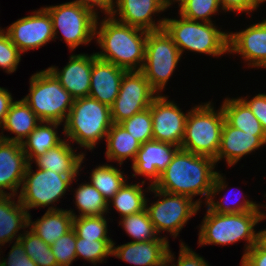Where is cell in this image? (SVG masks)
Listing matches in <instances>:
<instances>
[{
	"instance_id": "ba28073f",
	"label": "cell",
	"mask_w": 266,
	"mask_h": 266,
	"mask_svg": "<svg viewBox=\"0 0 266 266\" xmlns=\"http://www.w3.org/2000/svg\"><path fill=\"white\" fill-rule=\"evenodd\" d=\"M146 189L147 192H153L154 197L160 198L149 206L146 200L145 208L158 235L161 231H166L176 238L188 220L196 215L201 207V199L193 201L189 196L167 193L151 185Z\"/></svg>"
},
{
	"instance_id": "4fadbf2b",
	"label": "cell",
	"mask_w": 266,
	"mask_h": 266,
	"mask_svg": "<svg viewBox=\"0 0 266 266\" xmlns=\"http://www.w3.org/2000/svg\"><path fill=\"white\" fill-rule=\"evenodd\" d=\"M12 23L6 32L21 53L43 47L54 40L52 20L42 7Z\"/></svg>"
},
{
	"instance_id": "f1b7e54d",
	"label": "cell",
	"mask_w": 266,
	"mask_h": 266,
	"mask_svg": "<svg viewBox=\"0 0 266 266\" xmlns=\"http://www.w3.org/2000/svg\"><path fill=\"white\" fill-rule=\"evenodd\" d=\"M221 108L230 126L245 133H265L260 121L240 98H225Z\"/></svg>"
},
{
	"instance_id": "484cf974",
	"label": "cell",
	"mask_w": 266,
	"mask_h": 266,
	"mask_svg": "<svg viewBox=\"0 0 266 266\" xmlns=\"http://www.w3.org/2000/svg\"><path fill=\"white\" fill-rule=\"evenodd\" d=\"M40 122V119L23 99L16 100L10 106L5 121L0 127L2 128L0 138L22 143ZM3 130L10 131L15 134V137L5 136Z\"/></svg>"
},
{
	"instance_id": "816d5d0a",
	"label": "cell",
	"mask_w": 266,
	"mask_h": 266,
	"mask_svg": "<svg viewBox=\"0 0 266 266\" xmlns=\"http://www.w3.org/2000/svg\"><path fill=\"white\" fill-rule=\"evenodd\" d=\"M266 0H254L257 7H259L260 4L264 3Z\"/></svg>"
},
{
	"instance_id": "6da1fadb",
	"label": "cell",
	"mask_w": 266,
	"mask_h": 266,
	"mask_svg": "<svg viewBox=\"0 0 266 266\" xmlns=\"http://www.w3.org/2000/svg\"><path fill=\"white\" fill-rule=\"evenodd\" d=\"M215 166L216 161L213 158L179 148L153 187L192 199L202 195L206 198V204L217 174V171H214Z\"/></svg>"
},
{
	"instance_id": "f6af8a7d",
	"label": "cell",
	"mask_w": 266,
	"mask_h": 266,
	"mask_svg": "<svg viewBox=\"0 0 266 266\" xmlns=\"http://www.w3.org/2000/svg\"><path fill=\"white\" fill-rule=\"evenodd\" d=\"M241 266H266V250L254 244L241 259Z\"/></svg>"
},
{
	"instance_id": "ac0fdd59",
	"label": "cell",
	"mask_w": 266,
	"mask_h": 266,
	"mask_svg": "<svg viewBox=\"0 0 266 266\" xmlns=\"http://www.w3.org/2000/svg\"><path fill=\"white\" fill-rule=\"evenodd\" d=\"M28 164L21 143L0 138V195H18Z\"/></svg>"
},
{
	"instance_id": "7402d4cb",
	"label": "cell",
	"mask_w": 266,
	"mask_h": 266,
	"mask_svg": "<svg viewBox=\"0 0 266 266\" xmlns=\"http://www.w3.org/2000/svg\"><path fill=\"white\" fill-rule=\"evenodd\" d=\"M125 72L126 70L99 59L93 53L89 96L110 107L118 96Z\"/></svg>"
},
{
	"instance_id": "30bf717a",
	"label": "cell",
	"mask_w": 266,
	"mask_h": 266,
	"mask_svg": "<svg viewBox=\"0 0 266 266\" xmlns=\"http://www.w3.org/2000/svg\"><path fill=\"white\" fill-rule=\"evenodd\" d=\"M50 15L54 38L61 32L70 50L88 44L95 36L97 18L91 10L75 1L43 7Z\"/></svg>"
},
{
	"instance_id": "8992f818",
	"label": "cell",
	"mask_w": 266,
	"mask_h": 266,
	"mask_svg": "<svg viewBox=\"0 0 266 266\" xmlns=\"http://www.w3.org/2000/svg\"><path fill=\"white\" fill-rule=\"evenodd\" d=\"M224 122L222 108L215 111L210 101L193 107L188 111L180 148L215 159L220 148Z\"/></svg>"
},
{
	"instance_id": "60d3db41",
	"label": "cell",
	"mask_w": 266,
	"mask_h": 266,
	"mask_svg": "<svg viewBox=\"0 0 266 266\" xmlns=\"http://www.w3.org/2000/svg\"><path fill=\"white\" fill-rule=\"evenodd\" d=\"M21 52L12 43L10 36L4 30L0 31V68L8 74L16 71L21 60Z\"/></svg>"
},
{
	"instance_id": "bcb514c9",
	"label": "cell",
	"mask_w": 266,
	"mask_h": 266,
	"mask_svg": "<svg viewBox=\"0 0 266 266\" xmlns=\"http://www.w3.org/2000/svg\"><path fill=\"white\" fill-rule=\"evenodd\" d=\"M223 11H232V12H246L250 13L257 10V5L254 0H218Z\"/></svg>"
},
{
	"instance_id": "681fc988",
	"label": "cell",
	"mask_w": 266,
	"mask_h": 266,
	"mask_svg": "<svg viewBox=\"0 0 266 266\" xmlns=\"http://www.w3.org/2000/svg\"><path fill=\"white\" fill-rule=\"evenodd\" d=\"M258 244L266 250V229L258 231Z\"/></svg>"
},
{
	"instance_id": "e0dca14e",
	"label": "cell",
	"mask_w": 266,
	"mask_h": 266,
	"mask_svg": "<svg viewBox=\"0 0 266 266\" xmlns=\"http://www.w3.org/2000/svg\"><path fill=\"white\" fill-rule=\"evenodd\" d=\"M178 149L172 144L155 140L141 144L132 162L133 177L145 176L154 186Z\"/></svg>"
},
{
	"instance_id": "d6a6232c",
	"label": "cell",
	"mask_w": 266,
	"mask_h": 266,
	"mask_svg": "<svg viewBox=\"0 0 266 266\" xmlns=\"http://www.w3.org/2000/svg\"><path fill=\"white\" fill-rule=\"evenodd\" d=\"M225 177L217 172L214 184L212 185V191L210 193L209 199L206 202V206L215 213H221V214H235V213H242V212H248V211H260V204H256V202H253L251 200H246L245 198L242 200V202H234L235 204H230V200L226 198L220 199L221 201L214 200L215 195L219 194V192L225 190L228 185H226ZM227 201V202H226ZM229 202V203H228Z\"/></svg>"
},
{
	"instance_id": "9c48e42d",
	"label": "cell",
	"mask_w": 266,
	"mask_h": 266,
	"mask_svg": "<svg viewBox=\"0 0 266 266\" xmlns=\"http://www.w3.org/2000/svg\"><path fill=\"white\" fill-rule=\"evenodd\" d=\"M181 53L164 29L148 32L145 59L141 72L158 94L177 68Z\"/></svg>"
},
{
	"instance_id": "836d02e7",
	"label": "cell",
	"mask_w": 266,
	"mask_h": 266,
	"mask_svg": "<svg viewBox=\"0 0 266 266\" xmlns=\"http://www.w3.org/2000/svg\"><path fill=\"white\" fill-rule=\"evenodd\" d=\"M126 233L134 242L156 240L159 236L151 222L147 210L120 218Z\"/></svg>"
},
{
	"instance_id": "3957f363",
	"label": "cell",
	"mask_w": 266,
	"mask_h": 266,
	"mask_svg": "<svg viewBox=\"0 0 266 266\" xmlns=\"http://www.w3.org/2000/svg\"><path fill=\"white\" fill-rule=\"evenodd\" d=\"M200 225L198 243L201 245H230L240 240L247 241L245 253L258 243V232L254 227L266 218L262 211H248L235 214L212 212L208 207Z\"/></svg>"
},
{
	"instance_id": "d4e9b609",
	"label": "cell",
	"mask_w": 266,
	"mask_h": 266,
	"mask_svg": "<svg viewBox=\"0 0 266 266\" xmlns=\"http://www.w3.org/2000/svg\"><path fill=\"white\" fill-rule=\"evenodd\" d=\"M13 197V200L12 198ZM14 195H0V245L3 246L14 239L16 241L23 235L19 233L20 229L28 228V211L21 204L19 199L17 203ZM18 235V236H17ZM17 237V238H16ZM1 248V247H0Z\"/></svg>"
},
{
	"instance_id": "44dd1931",
	"label": "cell",
	"mask_w": 266,
	"mask_h": 266,
	"mask_svg": "<svg viewBox=\"0 0 266 266\" xmlns=\"http://www.w3.org/2000/svg\"><path fill=\"white\" fill-rule=\"evenodd\" d=\"M112 245V255L122 261L136 266H161L167 261L169 241L166 237H158L156 240L128 242L123 245Z\"/></svg>"
},
{
	"instance_id": "ee69618b",
	"label": "cell",
	"mask_w": 266,
	"mask_h": 266,
	"mask_svg": "<svg viewBox=\"0 0 266 266\" xmlns=\"http://www.w3.org/2000/svg\"><path fill=\"white\" fill-rule=\"evenodd\" d=\"M239 98L249 107L252 113L257 117V119L261 123L264 132L266 133V94L259 93L250 100L247 97Z\"/></svg>"
},
{
	"instance_id": "d590c367",
	"label": "cell",
	"mask_w": 266,
	"mask_h": 266,
	"mask_svg": "<svg viewBox=\"0 0 266 266\" xmlns=\"http://www.w3.org/2000/svg\"><path fill=\"white\" fill-rule=\"evenodd\" d=\"M106 216H83L73 218V229L79 238L112 240L108 233Z\"/></svg>"
},
{
	"instance_id": "52a82bcc",
	"label": "cell",
	"mask_w": 266,
	"mask_h": 266,
	"mask_svg": "<svg viewBox=\"0 0 266 266\" xmlns=\"http://www.w3.org/2000/svg\"><path fill=\"white\" fill-rule=\"evenodd\" d=\"M29 92L22 99L40 121L65 123L74 98L48 69L31 76Z\"/></svg>"
},
{
	"instance_id": "c3c4849f",
	"label": "cell",
	"mask_w": 266,
	"mask_h": 266,
	"mask_svg": "<svg viewBox=\"0 0 266 266\" xmlns=\"http://www.w3.org/2000/svg\"><path fill=\"white\" fill-rule=\"evenodd\" d=\"M13 102L11 93L8 92L7 89L0 87V127L5 121L6 115Z\"/></svg>"
},
{
	"instance_id": "d6986e66",
	"label": "cell",
	"mask_w": 266,
	"mask_h": 266,
	"mask_svg": "<svg viewBox=\"0 0 266 266\" xmlns=\"http://www.w3.org/2000/svg\"><path fill=\"white\" fill-rule=\"evenodd\" d=\"M93 54H73L69 62L59 70L55 66L47 69L74 99L89 96Z\"/></svg>"
},
{
	"instance_id": "f907efd6",
	"label": "cell",
	"mask_w": 266,
	"mask_h": 266,
	"mask_svg": "<svg viewBox=\"0 0 266 266\" xmlns=\"http://www.w3.org/2000/svg\"><path fill=\"white\" fill-rule=\"evenodd\" d=\"M164 1H165L166 6L170 8V5H172L173 2H174V4H175V2H178V4H179L183 0H164Z\"/></svg>"
},
{
	"instance_id": "4316f807",
	"label": "cell",
	"mask_w": 266,
	"mask_h": 266,
	"mask_svg": "<svg viewBox=\"0 0 266 266\" xmlns=\"http://www.w3.org/2000/svg\"><path fill=\"white\" fill-rule=\"evenodd\" d=\"M60 124L58 122L41 121L24 139L21 144L29 163H32L37 156L43 155L63 141L55 130Z\"/></svg>"
},
{
	"instance_id": "2e32d148",
	"label": "cell",
	"mask_w": 266,
	"mask_h": 266,
	"mask_svg": "<svg viewBox=\"0 0 266 266\" xmlns=\"http://www.w3.org/2000/svg\"><path fill=\"white\" fill-rule=\"evenodd\" d=\"M228 52L240 54L249 67L266 68V19L245 30L229 32Z\"/></svg>"
},
{
	"instance_id": "e575fe53",
	"label": "cell",
	"mask_w": 266,
	"mask_h": 266,
	"mask_svg": "<svg viewBox=\"0 0 266 266\" xmlns=\"http://www.w3.org/2000/svg\"><path fill=\"white\" fill-rule=\"evenodd\" d=\"M19 241L23 245L26 255L35 262L37 266H58L50 245L46 244L31 230H24Z\"/></svg>"
},
{
	"instance_id": "b9f144b4",
	"label": "cell",
	"mask_w": 266,
	"mask_h": 266,
	"mask_svg": "<svg viewBox=\"0 0 266 266\" xmlns=\"http://www.w3.org/2000/svg\"><path fill=\"white\" fill-rule=\"evenodd\" d=\"M167 261L171 263V266H210L203 257L196 252L192 251V249L181 242L179 257L177 263H173L174 253L170 251V247L167 253Z\"/></svg>"
},
{
	"instance_id": "5bb4252c",
	"label": "cell",
	"mask_w": 266,
	"mask_h": 266,
	"mask_svg": "<svg viewBox=\"0 0 266 266\" xmlns=\"http://www.w3.org/2000/svg\"><path fill=\"white\" fill-rule=\"evenodd\" d=\"M152 116L153 140L181 147L185 133V114L168 97L158 95L150 105Z\"/></svg>"
},
{
	"instance_id": "cb8c5ba5",
	"label": "cell",
	"mask_w": 266,
	"mask_h": 266,
	"mask_svg": "<svg viewBox=\"0 0 266 266\" xmlns=\"http://www.w3.org/2000/svg\"><path fill=\"white\" fill-rule=\"evenodd\" d=\"M57 208L51 205L45 214L36 221H32V216L28 215L29 230L49 245L73 228L74 217L72 214L67 209Z\"/></svg>"
},
{
	"instance_id": "603a6c76",
	"label": "cell",
	"mask_w": 266,
	"mask_h": 266,
	"mask_svg": "<svg viewBox=\"0 0 266 266\" xmlns=\"http://www.w3.org/2000/svg\"><path fill=\"white\" fill-rule=\"evenodd\" d=\"M71 145L67 138H63L60 144L37 156L33 162L35 161L37 168L40 169L51 170L61 175L77 176L85 159V153L75 154Z\"/></svg>"
},
{
	"instance_id": "7bdbcfd3",
	"label": "cell",
	"mask_w": 266,
	"mask_h": 266,
	"mask_svg": "<svg viewBox=\"0 0 266 266\" xmlns=\"http://www.w3.org/2000/svg\"><path fill=\"white\" fill-rule=\"evenodd\" d=\"M0 266H37L27 255L21 242L15 241L8 258L0 259Z\"/></svg>"
},
{
	"instance_id": "7c38bea8",
	"label": "cell",
	"mask_w": 266,
	"mask_h": 266,
	"mask_svg": "<svg viewBox=\"0 0 266 266\" xmlns=\"http://www.w3.org/2000/svg\"><path fill=\"white\" fill-rule=\"evenodd\" d=\"M158 94L141 71H126L115 102L110 106L112 122L119 124L150 107Z\"/></svg>"
},
{
	"instance_id": "7dc6e473",
	"label": "cell",
	"mask_w": 266,
	"mask_h": 266,
	"mask_svg": "<svg viewBox=\"0 0 266 266\" xmlns=\"http://www.w3.org/2000/svg\"><path fill=\"white\" fill-rule=\"evenodd\" d=\"M75 2L79 3L81 6L91 10L94 14L98 16V13L96 10L99 8L103 13L106 14V16H111L115 0H74ZM95 7H97L95 9Z\"/></svg>"
},
{
	"instance_id": "1f68e13d",
	"label": "cell",
	"mask_w": 266,
	"mask_h": 266,
	"mask_svg": "<svg viewBox=\"0 0 266 266\" xmlns=\"http://www.w3.org/2000/svg\"><path fill=\"white\" fill-rule=\"evenodd\" d=\"M123 172L111 164L96 166L90 175V184L93 185L107 200H111L126 183Z\"/></svg>"
},
{
	"instance_id": "7a4b0ae2",
	"label": "cell",
	"mask_w": 266,
	"mask_h": 266,
	"mask_svg": "<svg viewBox=\"0 0 266 266\" xmlns=\"http://www.w3.org/2000/svg\"><path fill=\"white\" fill-rule=\"evenodd\" d=\"M98 21L99 18L95 25V39L102 51L96 52V56L126 71H141L148 31L123 24L112 16Z\"/></svg>"
},
{
	"instance_id": "ffe728a7",
	"label": "cell",
	"mask_w": 266,
	"mask_h": 266,
	"mask_svg": "<svg viewBox=\"0 0 266 266\" xmlns=\"http://www.w3.org/2000/svg\"><path fill=\"white\" fill-rule=\"evenodd\" d=\"M266 144V133H245L224 122L221 143L214 159L217 162L225 158L229 167L235 165L243 156Z\"/></svg>"
},
{
	"instance_id": "74e56055",
	"label": "cell",
	"mask_w": 266,
	"mask_h": 266,
	"mask_svg": "<svg viewBox=\"0 0 266 266\" xmlns=\"http://www.w3.org/2000/svg\"><path fill=\"white\" fill-rule=\"evenodd\" d=\"M113 240H90L76 235V257L93 263H102L105 257L112 255Z\"/></svg>"
},
{
	"instance_id": "4dcf8cb0",
	"label": "cell",
	"mask_w": 266,
	"mask_h": 266,
	"mask_svg": "<svg viewBox=\"0 0 266 266\" xmlns=\"http://www.w3.org/2000/svg\"><path fill=\"white\" fill-rule=\"evenodd\" d=\"M144 184L145 180L141 184H128L127 181L108 204L112 203L121 218L145 210L148 199L145 197V189H142Z\"/></svg>"
},
{
	"instance_id": "5b68a950",
	"label": "cell",
	"mask_w": 266,
	"mask_h": 266,
	"mask_svg": "<svg viewBox=\"0 0 266 266\" xmlns=\"http://www.w3.org/2000/svg\"><path fill=\"white\" fill-rule=\"evenodd\" d=\"M163 29L172 38L181 55L185 50L212 56H221L228 52L229 33L217 29L215 24L166 18Z\"/></svg>"
},
{
	"instance_id": "8fae6325",
	"label": "cell",
	"mask_w": 266,
	"mask_h": 266,
	"mask_svg": "<svg viewBox=\"0 0 266 266\" xmlns=\"http://www.w3.org/2000/svg\"><path fill=\"white\" fill-rule=\"evenodd\" d=\"M29 163L23 178L18 199L28 211L32 208L48 207L59 201L77 176L61 175L51 170L36 168Z\"/></svg>"
},
{
	"instance_id": "9a60e30c",
	"label": "cell",
	"mask_w": 266,
	"mask_h": 266,
	"mask_svg": "<svg viewBox=\"0 0 266 266\" xmlns=\"http://www.w3.org/2000/svg\"><path fill=\"white\" fill-rule=\"evenodd\" d=\"M166 9L164 0H115L111 16L123 24L151 32L163 29L166 19L162 18L156 23L152 15Z\"/></svg>"
},
{
	"instance_id": "277c9868",
	"label": "cell",
	"mask_w": 266,
	"mask_h": 266,
	"mask_svg": "<svg viewBox=\"0 0 266 266\" xmlns=\"http://www.w3.org/2000/svg\"><path fill=\"white\" fill-rule=\"evenodd\" d=\"M113 122L110 107L86 96L74 99L73 106L63 125L69 140L80 147L93 150L97 142L105 139Z\"/></svg>"
},
{
	"instance_id": "83f0119b",
	"label": "cell",
	"mask_w": 266,
	"mask_h": 266,
	"mask_svg": "<svg viewBox=\"0 0 266 266\" xmlns=\"http://www.w3.org/2000/svg\"><path fill=\"white\" fill-rule=\"evenodd\" d=\"M107 143L106 158L109 161L118 162L119 165L123 161L130 158L134 161L137 151L141 147V143L135 139L120 124L113 123L105 138Z\"/></svg>"
},
{
	"instance_id": "f546056e",
	"label": "cell",
	"mask_w": 266,
	"mask_h": 266,
	"mask_svg": "<svg viewBox=\"0 0 266 266\" xmlns=\"http://www.w3.org/2000/svg\"><path fill=\"white\" fill-rule=\"evenodd\" d=\"M75 206L80 215H75L73 210H68L73 217L100 216L107 215L110 210L107 200L103 195L89 182L82 183L76 188L74 196Z\"/></svg>"
},
{
	"instance_id": "8d00e7d4",
	"label": "cell",
	"mask_w": 266,
	"mask_h": 266,
	"mask_svg": "<svg viewBox=\"0 0 266 266\" xmlns=\"http://www.w3.org/2000/svg\"><path fill=\"white\" fill-rule=\"evenodd\" d=\"M178 5L179 15L191 21L212 23L211 16L222 10L218 0H183Z\"/></svg>"
},
{
	"instance_id": "ab89813d",
	"label": "cell",
	"mask_w": 266,
	"mask_h": 266,
	"mask_svg": "<svg viewBox=\"0 0 266 266\" xmlns=\"http://www.w3.org/2000/svg\"><path fill=\"white\" fill-rule=\"evenodd\" d=\"M75 247L76 233L73 228L50 245L58 266H70L77 259Z\"/></svg>"
},
{
	"instance_id": "f35d334b",
	"label": "cell",
	"mask_w": 266,
	"mask_h": 266,
	"mask_svg": "<svg viewBox=\"0 0 266 266\" xmlns=\"http://www.w3.org/2000/svg\"><path fill=\"white\" fill-rule=\"evenodd\" d=\"M141 144L153 140L150 107L119 123Z\"/></svg>"
}]
</instances>
